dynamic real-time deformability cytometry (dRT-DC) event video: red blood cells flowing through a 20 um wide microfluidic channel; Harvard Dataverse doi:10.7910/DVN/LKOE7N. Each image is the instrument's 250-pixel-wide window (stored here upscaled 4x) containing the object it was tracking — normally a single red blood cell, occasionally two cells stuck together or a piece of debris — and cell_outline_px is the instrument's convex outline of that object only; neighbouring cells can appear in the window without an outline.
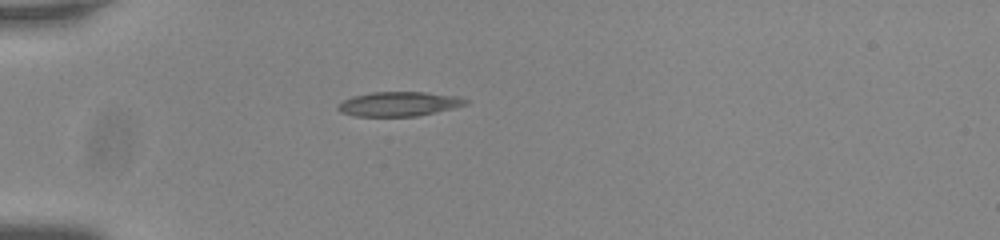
{"species": "common noctule bat (a hibernating species)", "species_latin": "Nyctalus noctula", "temperature_condition": "room temperature", "stored_images_in_passage": 40, "camera_frame_rate_fps": 3000, "um_per_image_px": 0.085, "animal": {"sex": "male", "body_mass_g": 20.0, "forearm_length_mm": 53.3}, "frame": {"image": 1, "passage_image": 1, "time_ms": 0.0, "image_size_px": [1000, 240], "cell_outline_px": [[468, 104], [452, 108], [416, 116], [352, 116], [340, 112], [336, 108], [336, 104], [352, 96], [372, 92], [424, 92], [460, 96], [468, 100]], "centroid_in_image_um": [33.87, 8.83], "position_along_channel_um": 51.1, "area_um2": 18.26}}
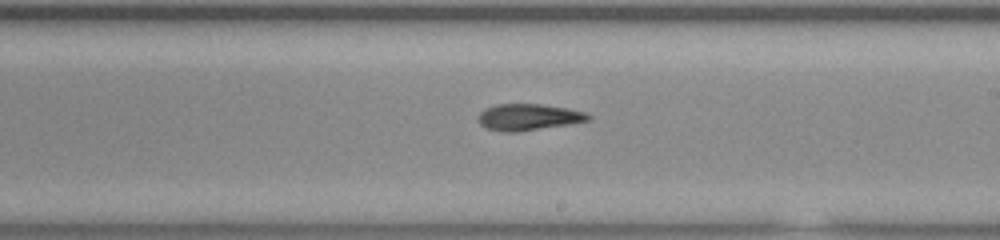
{"frame": {"image": 2, "passage_image": 18, "time_ms": 5.667, "image_size_px": [1000, 240], "cell_outline_px": [[592, 116], [588, 120], [568, 124], [520, 132], [504, 132], [488, 128], [480, 124], [476, 120], [476, 116], [484, 108], [496, 104], [540, 104], [568, 108], [588, 112]], "centroid_in_image_um": [44.89, 9.95], "position_along_channel_um": 244.1, "area_um2": 17.17}}
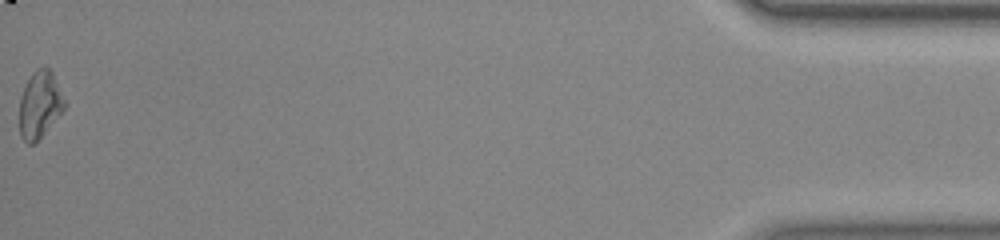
{"frame": {"image": 3, "passage_image": 40, "time_ms": 13.0, "image_size_px": [1000, 240], "cell_outline_px": [[68, 104], [44, 132], [32, 144], [28, 144], [20, 136], [20, 96], [32, 72], [36, 68], [44, 64], [52, 72]], "centroid_in_image_um": [3.39, 8.83], "position_along_channel_um": 431.8, "area_um2": 17.46}, "authors_computed_cell_mechanics": {"area_um2": 17.6868, "velocity_mm_per_s": 3.766, "shape_relaxation_time_tau1_ms": null, "shape_relaxation_time_tau2_ms": 4.6964, "deformation_change_tau1": null, "deformation_change_tau2": 0.1097}}